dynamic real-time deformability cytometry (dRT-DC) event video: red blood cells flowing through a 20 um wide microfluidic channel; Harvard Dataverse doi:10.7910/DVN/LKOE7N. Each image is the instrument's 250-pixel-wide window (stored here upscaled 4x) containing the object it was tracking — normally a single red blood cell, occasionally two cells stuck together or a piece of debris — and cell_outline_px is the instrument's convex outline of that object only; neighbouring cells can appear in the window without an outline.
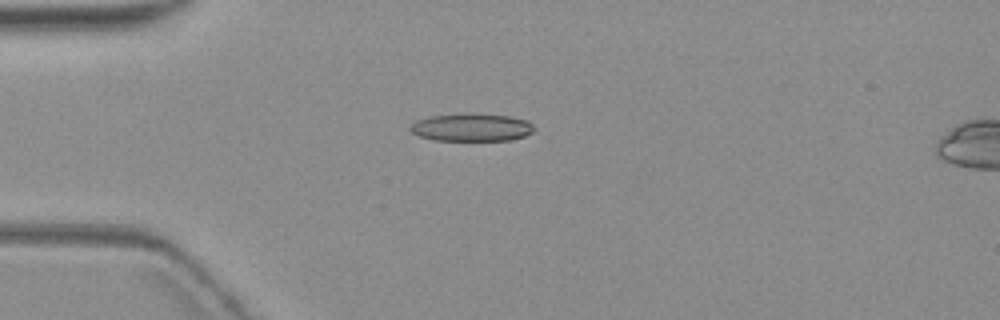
{"species": "common noctule bat (a hibernating species)", "species_latin": "Nyctalus noctula", "temperature_condition": "warm", "stored_images_in_passage": 9, "camera_frame_rate_fps": 3000, "um_per_image_px": 0.085, "animal": {"sex": "female", "body_mass_g": 19.3, "forearm_length_mm": 54.1}, "frame": {"image": 1, "passage_image": 4, "time_ms": 3.667, "image_size_px": [1000, 320], "cell_outline_px": [[536, 128], [532, 132], [524, 136], [508, 140], [432, 140], [420, 136], [412, 132], [408, 128], [416, 120], [428, 116], [464, 112], [508, 116], [528, 120]], "centroid_in_image_um": [40.06, 10.81], "position_along_channel_um": 44.9, "area_um2": 20.29}}
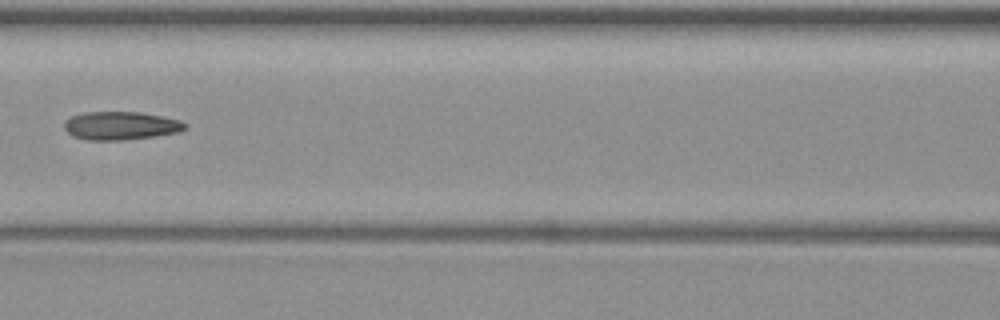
{"frame": {"image": 2, "passage_image": 7, "time_ms": 7.333, "image_size_px": [1000, 320], "cell_outline_px": [[188, 124], [184, 128], [176, 132], [152, 136], [124, 140], [88, 140], [72, 136], [64, 128], [64, 124], [72, 116], [84, 112], [140, 112], [180, 120]], "centroid_in_image_um": [10.23, 10.68], "position_along_channel_um": 156.4, "area_um2": 19.59}}
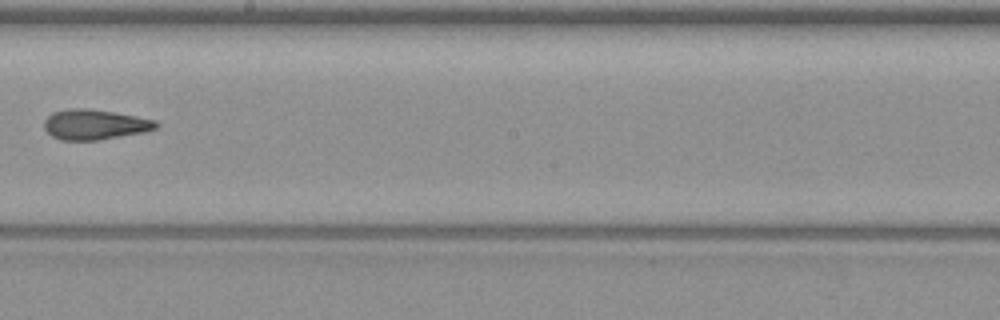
{"frame": {"image": 3, "passage_image": 9, "time_ms": 9.667, "image_size_px": [1000, 320], "cell_outline_px": [[160, 124], [156, 128], [144, 132], [96, 140], [60, 140], [52, 136], [44, 128], [44, 120], [52, 112], [68, 108], [84, 108], [112, 112], [136, 116], [156, 120]], "centroid_in_image_um": [8.04, 10.58], "position_along_channel_um": 240.2, "area_um2": 19.59}}